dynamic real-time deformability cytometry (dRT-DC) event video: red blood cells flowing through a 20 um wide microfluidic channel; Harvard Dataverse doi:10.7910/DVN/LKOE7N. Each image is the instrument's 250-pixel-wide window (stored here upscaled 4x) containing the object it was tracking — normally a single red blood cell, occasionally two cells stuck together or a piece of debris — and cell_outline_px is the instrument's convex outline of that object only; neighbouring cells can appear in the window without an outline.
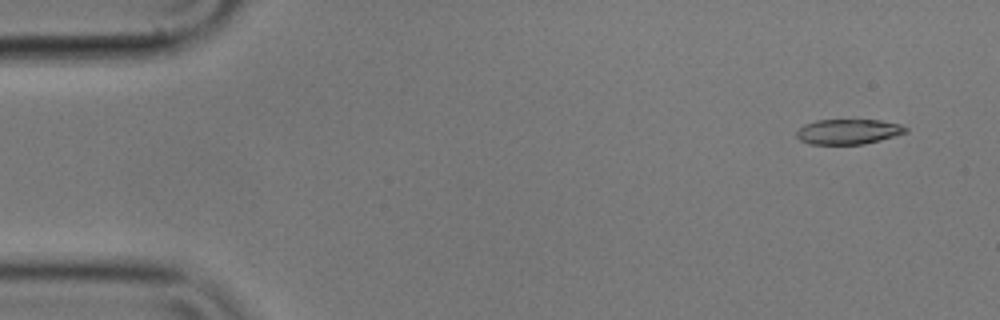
{"species": "common noctule bat (a hibernating species)", "species_latin": "Nyctalus noctula", "temperature_condition": "cold", "stored_images_in_passage": 5, "camera_frame_rate_fps": 3000, "um_per_image_px": 0.085, "animal": {"sex": "male", "body_mass_g": 17.9}, "frame": {"image": 1, "passage_image": 2, "time_ms": 0.333, "image_size_px": [1000, 320], "cell_outline_px": [[908, 132], [880, 140], [864, 144], [808, 144], [800, 140], [796, 136], [796, 132], [804, 124], [816, 120], [880, 120], [900, 124], [908, 128]], "centroid_in_image_um": [72.1, 11.19], "position_along_channel_um": 12.9, "area_um2": 16.01}}
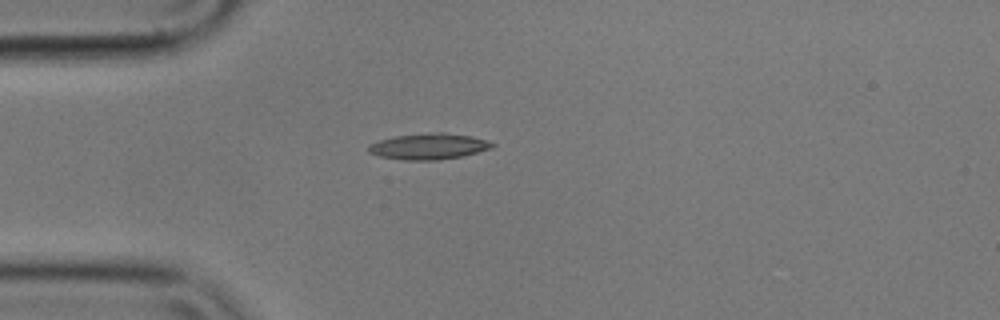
{"frame": {"image": 2, "passage_image": 5, "time_ms": 1.333, "image_size_px": [1000, 320], "cell_outline_px": [[496, 144], [492, 148], [460, 156], [440, 160], [404, 160], [380, 156], [368, 152], [368, 144], [380, 140], [396, 136], [436, 132], [444, 132], [472, 136]], "centroid_in_image_um": [36.43, 12.44], "position_along_channel_um": 48.6, "area_um2": 18.55}}